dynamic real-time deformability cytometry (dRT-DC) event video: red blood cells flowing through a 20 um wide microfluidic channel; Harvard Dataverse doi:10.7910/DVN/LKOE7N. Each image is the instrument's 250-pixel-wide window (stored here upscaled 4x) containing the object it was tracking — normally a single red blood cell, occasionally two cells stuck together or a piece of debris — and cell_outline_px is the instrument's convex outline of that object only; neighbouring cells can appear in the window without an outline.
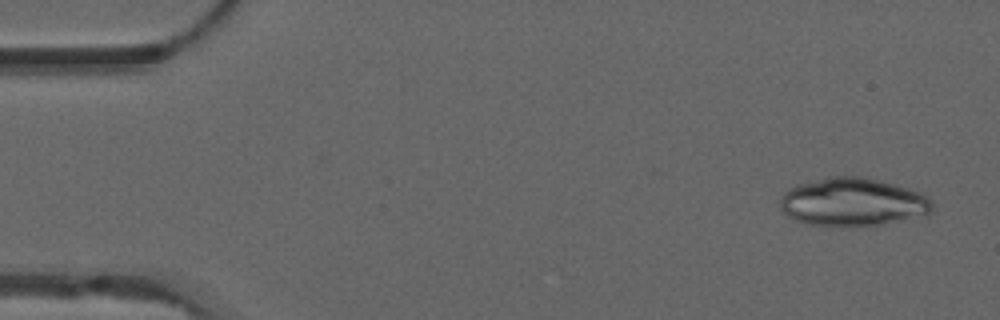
{"species": "common noctule bat (a hibernating species)", "species_latin": "Nyctalus noctula", "temperature_condition": "warm", "stored_images_in_passage": 16, "camera_frame_rate_fps": 3000, "um_per_image_px": 0.085, "animal": {"sex": "male", "forearm_length_mm": 52.5}, "frame": {"image": 1, "passage_image": 3, "time_ms": 0.667, "image_size_px": [1000, 320], "cell_outline_px": [[932, 212], [928, 216], [880, 224], [808, 224], [796, 220], [788, 216], [780, 208], [780, 196], [788, 188], [796, 184], [828, 176], [860, 176], [880, 180], [908, 188], [920, 192], [932, 204]], "centroid_in_image_um": [72.47, 17.14], "position_along_channel_um": 12.5, "area_um2": 42.37}}